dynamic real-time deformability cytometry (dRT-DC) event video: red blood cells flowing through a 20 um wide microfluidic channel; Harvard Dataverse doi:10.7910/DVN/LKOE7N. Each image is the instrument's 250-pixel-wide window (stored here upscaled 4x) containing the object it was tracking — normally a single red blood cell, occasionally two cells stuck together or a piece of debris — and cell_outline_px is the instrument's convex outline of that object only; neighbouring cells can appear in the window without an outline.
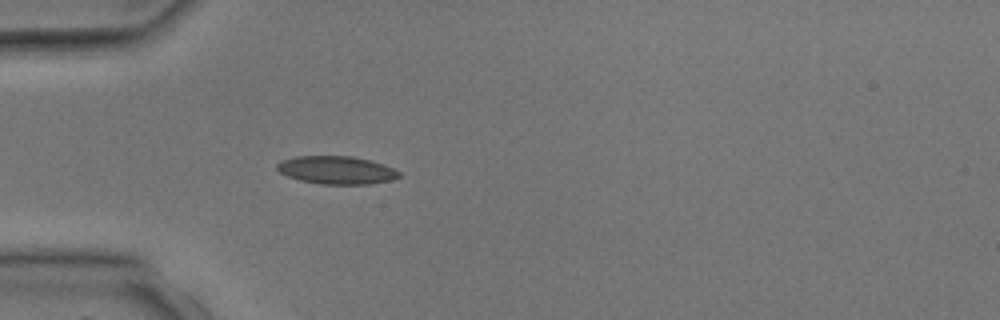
{"species": "common noctule bat (a hibernating species)", "species_latin": "Nyctalus noctula", "temperature_condition": "room temperature", "stored_images_in_passage": 4, "camera_frame_rate_fps": 3000, "um_per_image_px": 0.085, "animal": {"sex": "male", "body_mass_g": 17.9, "forearm_length_mm": 54.2}, "frame": {"image": 1, "passage_image": 4, "time_ms": 4.667, "image_size_px": [1000, 320], "cell_outline_px": [[400, 176], [392, 180], [368, 184], [320, 184], [300, 180], [288, 176], [280, 172], [276, 168], [276, 164], [284, 160], [296, 156], [352, 156], [368, 160], [392, 168], [400, 172]], "centroid_in_image_um": [28.59, 14.46], "position_along_channel_um": 56.4, "area_um2": 19.65}}